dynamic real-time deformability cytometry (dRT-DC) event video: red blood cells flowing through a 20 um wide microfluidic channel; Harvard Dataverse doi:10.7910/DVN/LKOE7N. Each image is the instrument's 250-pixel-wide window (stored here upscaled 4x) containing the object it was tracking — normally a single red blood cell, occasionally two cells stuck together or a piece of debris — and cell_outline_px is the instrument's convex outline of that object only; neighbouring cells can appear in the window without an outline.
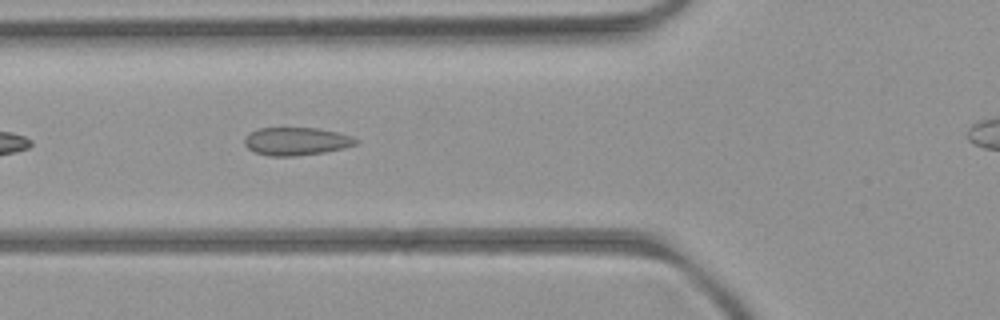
{"species": "common noctule bat (a hibernating species)", "species_latin": "Nyctalus noctula", "temperature_condition": "room temperature", "stored_images_in_passage": 9, "segment_of_instrument_passage": [1, 2], "camera_frame_rate_fps": 3000, "um_per_image_px": 0.085, "animal": {"sex": "female", "body_mass_g": 21.9}, "frame": {"image": 1, "passage_image": 6, "time_ms": 5.667, "image_size_px": [1000, 320], "cell_outline_px": [[360, 140], [356, 144], [344, 148], [324, 152], [296, 156], [268, 156], [256, 152], [248, 148], [244, 144], [244, 140], [252, 132], [260, 128], [316, 128], [336, 132], [352, 136]], "centroid_in_image_um": [25.22, 12.02], "position_along_channel_um": 100.6, "area_um2": 17.98}}
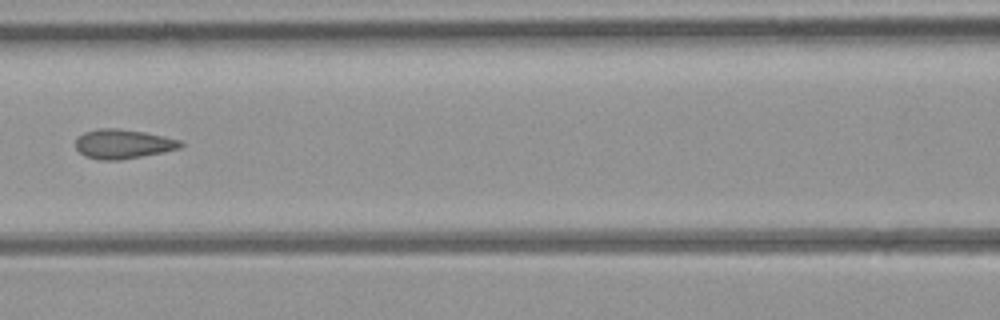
{"frame": {"image": 2, "passage_image": 7, "time_ms": 7.0, "image_size_px": [1000, 320], "cell_outline_px": [[184, 144], [180, 148], [164, 152], [120, 160], [96, 160], [84, 156], [76, 148], [76, 140], [84, 132], [100, 128], [116, 128], [144, 132], [164, 136], [180, 140]], "centroid_in_image_um": [10.46, 12.24], "position_along_channel_um": 156.1, "area_um2": 17.98}}
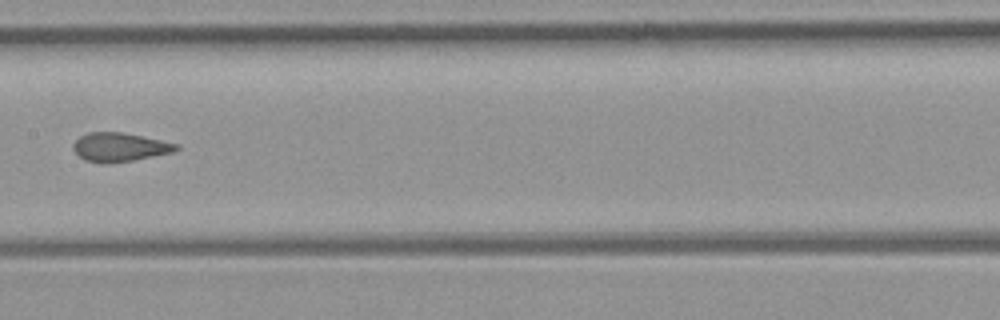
{"frame": {"image": 3, "passage_image": 8, "time_ms": 8.0, "image_size_px": [1000, 320], "cell_outline_px": [[180, 148], [172, 152], [132, 160], [104, 164], [84, 160], [72, 148], [72, 144], [80, 136], [88, 132], [124, 132], [180, 144]], "centroid_in_image_um": [10.16, 12.5], "position_along_channel_um": 197.2, "area_um2": 17.28}}